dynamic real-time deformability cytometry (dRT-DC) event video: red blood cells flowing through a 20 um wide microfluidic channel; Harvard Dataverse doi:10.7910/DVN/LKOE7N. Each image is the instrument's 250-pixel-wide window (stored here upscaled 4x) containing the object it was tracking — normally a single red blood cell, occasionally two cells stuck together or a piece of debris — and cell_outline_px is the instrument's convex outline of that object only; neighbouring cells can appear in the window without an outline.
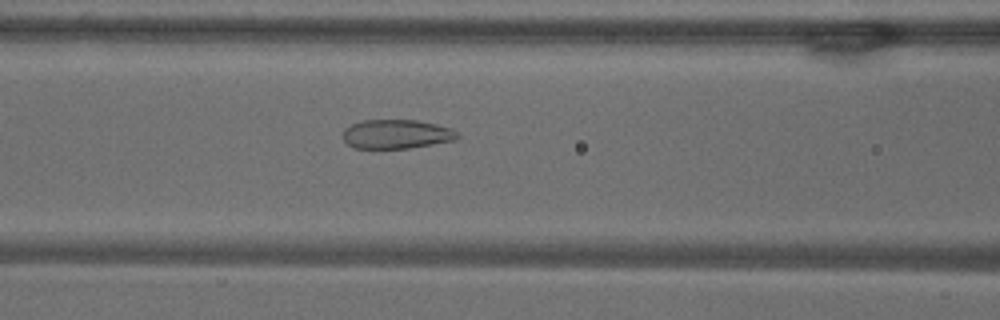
{"species": "common noctule bat (a hibernating species)", "species_latin": "Nyctalus noctula", "temperature_condition": "warm", "stored_images_in_passage": 55, "camera_frame_rate_fps": 3000, "um_per_image_px": 0.085, "animal": {"sex": "male", "body_mass_g": 18.8}, "frame": {"image": 1, "passage_image": 23, "time_ms": 7.333, "image_size_px": [1000, 320], "cell_outline_px": [[460, 136], [456, 140], [408, 148], [356, 148], [348, 144], [344, 140], [344, 128], [360, 120], [416, 120], [436, 124], [452, 128]], "centroid_in_image_um": [33.71, 11.39], "position_along_channel_um": 132.9, "area_um2": 19.36}}
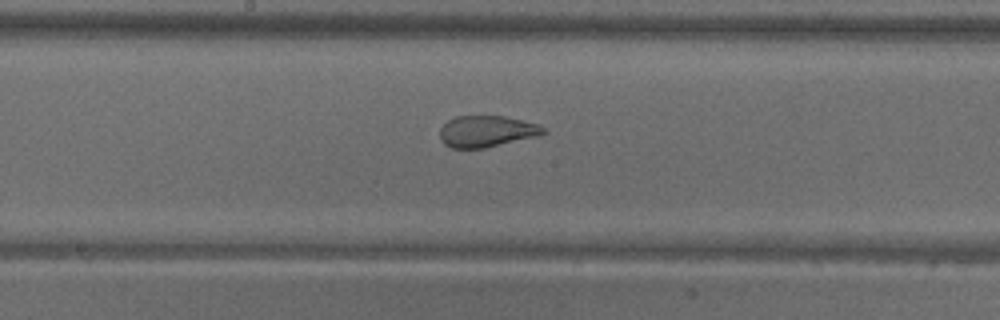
{"frame": {"image": 2, "passage_image": 29, "time_ms": 9.333, "image_size_px": [1000, 320], "cell_outline_px": [[544, 132], [540, 136], [484, 148], [452, 148], [444, 144], [440, 140], [440, 128], [448, 120], [456, 116], [504, 116], [540, 124], [544, 128]], "centroid_in_image_um": [41.36, 11.16], "position_along_channel_um": 206.8, "area_um2": 19.02}}
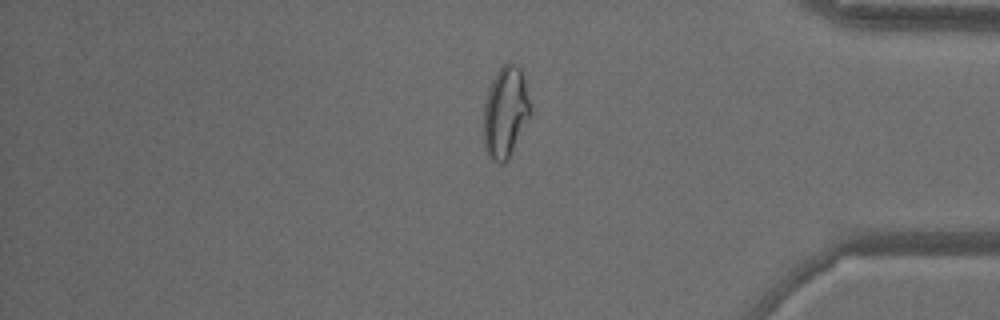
{"frame": {"image": 3, "passage_image": 46, "time_ms": 15.0, "image_size_px": [1000, 320], "cell_outline_px": [[532, 112], [508, 160], [504, 164], [500, 164], [492, 160], [488, 156], [484, 148], [484, 104], [488, 88], [496, 72], [504, 64], [516, 64], [520, 68], [524, 80]], "centroid_in_image_um": [42.95, 9.58], "position_along_channel_um": 392.3, "area_um2": 24.85}, "authors_computed_cell_mechanics": {"area_um2": 24.854, "velocity_mm_per_s": 3.691, "shape_relaxation_time_tau1_ms": null, "shape_relaxation_time_tau2_ms": 0.9521, "deformation_change_tau1": null, "deformation_change_tau2": 0.0615}}